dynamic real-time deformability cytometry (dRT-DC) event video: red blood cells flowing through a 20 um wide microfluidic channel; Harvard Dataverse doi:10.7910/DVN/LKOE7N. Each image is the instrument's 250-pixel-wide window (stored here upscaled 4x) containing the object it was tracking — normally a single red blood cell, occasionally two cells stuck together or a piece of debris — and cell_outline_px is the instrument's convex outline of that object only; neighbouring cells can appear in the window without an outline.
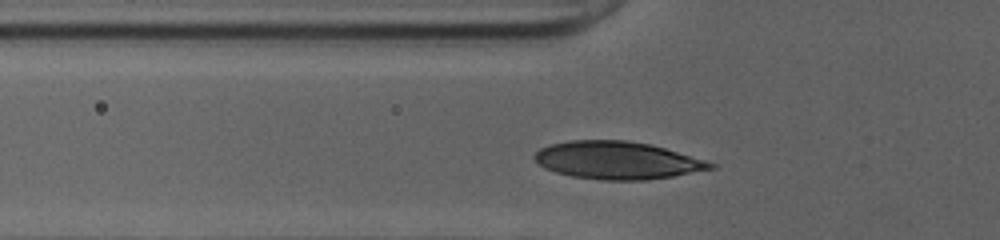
{"species": "human", "species_latin": "Homo sapiens", "temperature_condition": "cold", "stored_images_in_passage": 30, "camera_frame_rate_fps": 3000, "um_per_image_px": 0.085, "donor": {"sex": "female"}, "frame": {"image": 1, "passage_image": 6, "time_ms": 1.667, "image_size_px": [1000, 240], "cell_outline_px": [[716, 168], [672, 176], [644, 180], [600, 180], [572, 176], [556, 172], [544, 168], [532, 156], [540, 148], [548, 144], [568, 140], [624, 140], [648, 144], [664, 148], [704, 160], [716, 164]], "centroid_in_image_um": [52.42, 13.62], "position_along_channel_um": 73.4, "area_um2": 38.38}}
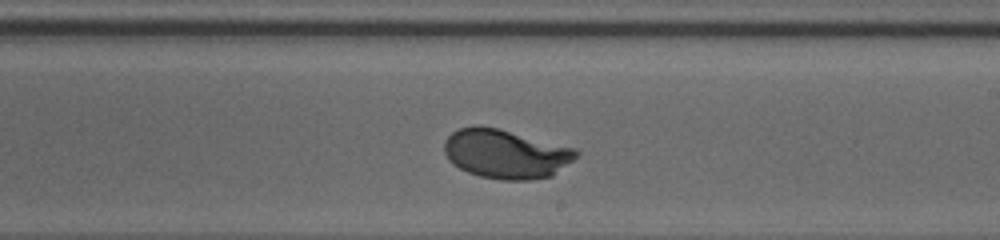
{"frame": {"image": 2, "passage_image": 19, "time_ms": 6.0, "image_size_px": [1000, 240], "cell_outline_px": [[580, 152], [572, 160], [552, 176], [532, 180], [500, 180], [480, 176], [468, 172], [452, 164], [448, 160], [444, 152], [444, 140], [452, 132], [460, 128], [472, 124], [476, 124], [500, 128], [576, 148]], "centroid_in_image_um": [42.96, 13.06], "position_along_channel_um": 246.0, "area_um2": 38.21}}
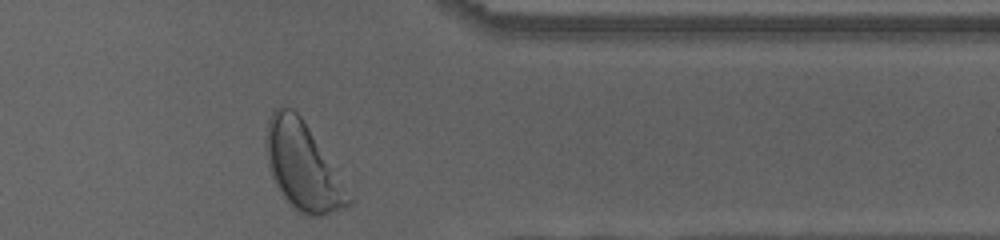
{"frame": {"image": 3, "passage_image": 30, "time_ms": 9.667, "image_size_px": [1000, 240], "cell_outline_px": [[356, 200], [352, 204], [344, 208], [320, 216], [308, 216], [296, 212], [284, 196], [276, 184], [268, 168], [264, 144], [268, 120], [272, 108], [280, 104], [292, 108], [300, 116]], "centroid_in_image_um": [25.72, 14.13], "position_along_channel_um": 385.7, "area_um2": 42.31}, "authors_computed_cell_mechanics": {"area_um2": 37.4255, "velocity_mm_per_s": 3.9867, "shape_relaxation_time_tau1_ms": 2.3071, "shape_relaxation_time_tau2_ms": null, "deformation_change_tau1": 0.1546, "deformation_change_tau2": null}}